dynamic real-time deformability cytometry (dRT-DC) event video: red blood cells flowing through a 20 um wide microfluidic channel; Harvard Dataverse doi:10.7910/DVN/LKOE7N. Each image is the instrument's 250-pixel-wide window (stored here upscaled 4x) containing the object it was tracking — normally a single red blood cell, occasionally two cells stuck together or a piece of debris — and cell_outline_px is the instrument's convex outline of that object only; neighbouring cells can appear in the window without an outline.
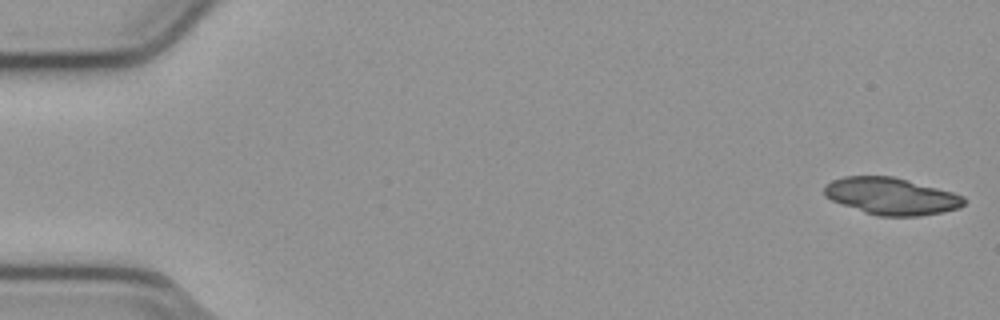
{"species": "common noctule bat (a hibernating species)", "species_latin": "Nyctalus noctula", "temperature_condition": "cold", "stored_images_in_passage": 14, "camera_frame_rate_fps": 3000, "um_per_image_px": 0.085, "animal": {"sex": "male", "body_mass_g": 23.1, "forearm_length_mm": 52.7}, "frame": {"image": 1, "passage_image": 1, "time_ms": 0.0, "image_size_px": [1000, 320], "cell_outline_px": [[964, 204], [960, 208], [920, 216], [876, 216], [864, 212], [832, 200], [824, 196], [824, 188], [832, 180], [844, 176], [892, 176], [908, 180], [952, 192], [964, 196]], "centroid_in_image_um": [75.75, 16.68], "position_along_channel_um": 9.2, "area_um2": 29.88}}